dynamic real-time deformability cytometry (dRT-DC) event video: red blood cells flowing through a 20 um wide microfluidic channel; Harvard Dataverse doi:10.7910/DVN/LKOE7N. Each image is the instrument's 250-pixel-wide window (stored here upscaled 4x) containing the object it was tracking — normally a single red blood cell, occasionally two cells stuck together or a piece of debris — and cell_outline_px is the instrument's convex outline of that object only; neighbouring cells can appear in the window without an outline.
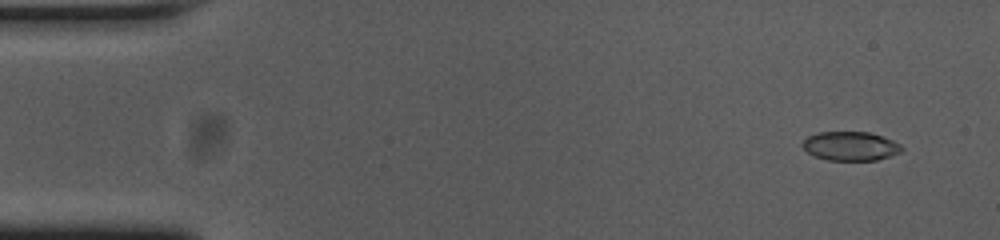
{"species": "common noctule bat (a hibernating species)", "species_latin": "Nyctalus noctula", "temperature_condition": "cold", "stored_images_in_passage": 54, "camera_frame_rate_fps": 3000, "um_per_image_px": 0.085, "animal": {"sex": "female", "body_mass_g": 23.0, "forearm_length_mm": 53.4}, "frame": {"image": 1, "passage_image": 4, "time_ms": 1.0, "image_size_px": [1000, 240], "cell_outline_px": [[904, 148], [900, 152], [876, 160], [828, 160], [816, 156], [808, 152], [800, 144], [808, 136], [820, 132], [868, 132], [892, 140], [900, 144]], "centroid_in_image_um": [72.28, 12.41], "position_along_channel_um": 12.7, "area_um2": 16.53}}
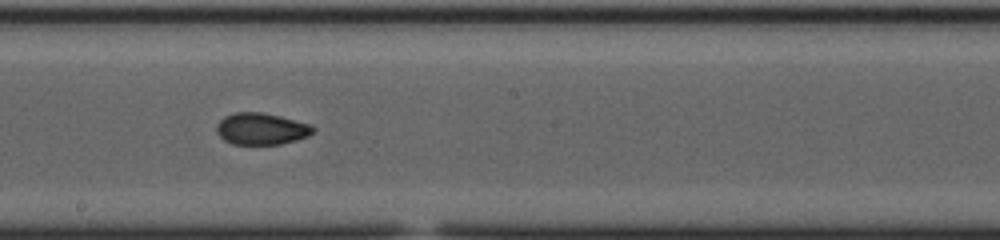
{"frame": {"image": 2, "passage_image": 30, "time_ms": 9.667, "image_size_px": [1000, 240], "cell_outline_px": [[316, 128], [308, 136], [296, 140], [280, 144], [232, 144], [224, 140], [216, 132], [216, 124], [224, 116], [236, 112], [264, 112], [280, 116], [308, 124]], "centroid_in_image_um": [22.17, 10.94], "position_along_channel_um": 226.0, "area_um2": 17.8}}
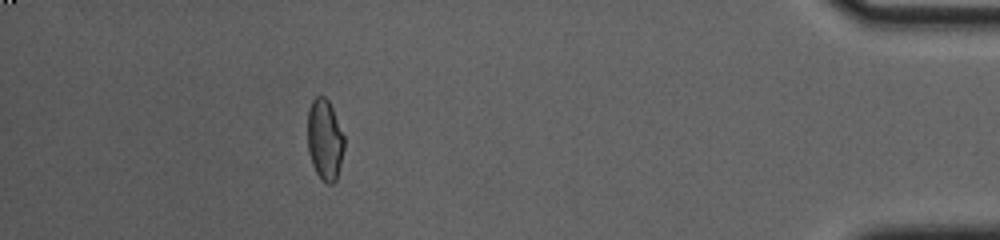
{"frame": {"image": 3, "passage_image": 49, "time_ms": 16.0, "image_size_px": [1000, 240], "cell_outline_px": [[344, 148], [336, 180], [332, 184], [328, 184], [316, 172], [312, 164], [308, 152], [308, 108], [312, 100], [316, 96], [324, 96], [328, 100], [332, 108], [344, 136]], "centroid_in_image_um": [27.6, 11.85], "position_along_channel_um": 407.6, "area_um2": 17.11}, "authors_computed_cell_mechanics": {"area_um2": 17.8024, "velocity_mm_per_s": 3.7572, "shape_relaxation_time_tau1_ms": 10.2215, "shape_relaxation_time_tau2_ms": 2.4577, "deformation_change_tau1": 0.211, "deformation_change_tau2": 0.0568}}